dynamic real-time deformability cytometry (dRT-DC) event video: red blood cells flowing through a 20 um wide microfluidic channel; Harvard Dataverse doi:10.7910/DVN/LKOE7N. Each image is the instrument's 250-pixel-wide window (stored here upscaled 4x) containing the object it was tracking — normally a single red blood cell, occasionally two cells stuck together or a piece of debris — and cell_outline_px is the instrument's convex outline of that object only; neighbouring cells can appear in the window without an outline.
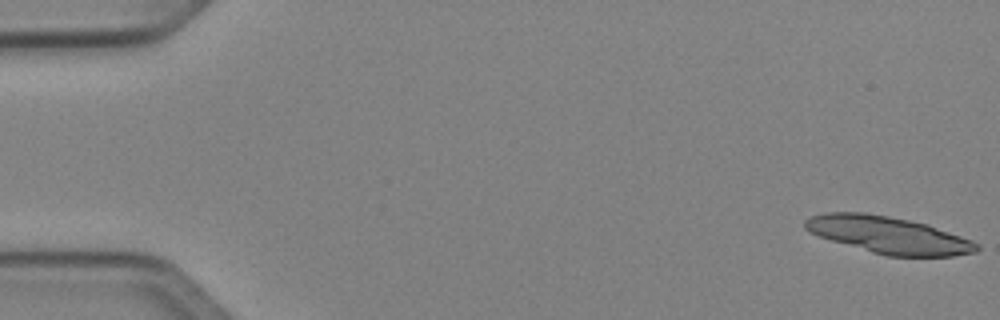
{"species": "Egyptian fruit bat (a non-hibernating species)", "species_latin": "Rousettus aegyptiacus", "temperature_condition": "cold", "stored_images_in_passage": 22, "camera_frame_rate_fps": 3000, "um_per_image_px": 0.085, "animal": {"sex": "female"}, "frame": {"image": 1, "passage_image": 1, "time_ms": 0.0, "image_size_px": [1000, 320], "cell_outline_px": [[980, 248], [976, 252], [952, 256], [888, 256], [872, 252], [832, 240], [820, 236], [804, 228], [804, 220], [812, 216], [828, 212], [864, 212], [888, 216], [928, 224], [972, 240], [980, 244]], "centroid_in_image_um": [75.56, 19.97], "position_along_channel_um": 9.4, "area_um2": 36.65}}
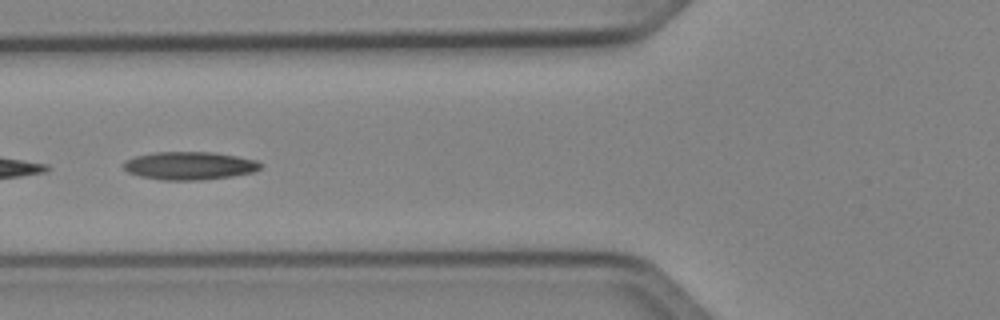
{"frame": {"image": 2, "passage_image": 20, "time_ms": 6.333, "image_size_px": [1000, 320], "cell_outline_px": [[260, 168], [252, 172], [232, 176], [200, 180], [160, 180], [140, 176], [128, 172], [124, 168], [124, 160], [136, 156], [152, 152], [212, 152], [260, 160]], "centroid_in_image_um": [16.09, 14.08], "position_along_channel_um": 109.7, "area_um2": 22.37}}